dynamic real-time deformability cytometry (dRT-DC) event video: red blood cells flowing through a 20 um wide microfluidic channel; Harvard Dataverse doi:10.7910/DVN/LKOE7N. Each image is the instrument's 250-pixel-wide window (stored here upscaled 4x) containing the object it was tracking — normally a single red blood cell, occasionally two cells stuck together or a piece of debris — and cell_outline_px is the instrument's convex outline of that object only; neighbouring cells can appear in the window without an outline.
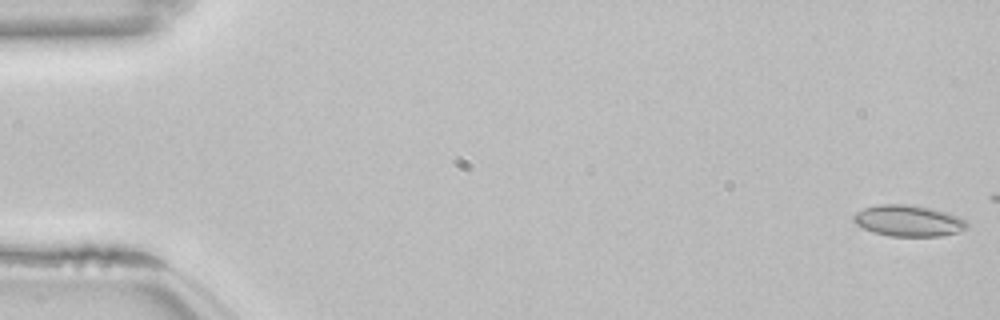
{"species": "common noctule bat (a hibernating species)", "species_latin": "Nyctalus noctula", "temperature_condition": "room temperature", "stored_images_in_passage": 9, "camera_frame_rate_fps": 3000, "um_per_image_px": 0.085, "animal": {"sex": "female", "body_mass_g": 22.7, "forearm_length_mm": 54.2}, "frame": {"image": 1, "passage_image": 1, "time_ms": 0.0, "image_size_px": [1000, 320], "cell_outline_px": [[968, 228], [956, 232], [940, 236], [892, 236], [872, 232], [856, 224], [852, 220], [852, 216], [856, 212], [864, 208], [876, 204], [908, 204], [932, 208], [960, 216], [968, 224]], "centroid_in_image_um": [77.2, 18.75], "position_along_channel_um": 7.8, "area_um2": 20.75}}